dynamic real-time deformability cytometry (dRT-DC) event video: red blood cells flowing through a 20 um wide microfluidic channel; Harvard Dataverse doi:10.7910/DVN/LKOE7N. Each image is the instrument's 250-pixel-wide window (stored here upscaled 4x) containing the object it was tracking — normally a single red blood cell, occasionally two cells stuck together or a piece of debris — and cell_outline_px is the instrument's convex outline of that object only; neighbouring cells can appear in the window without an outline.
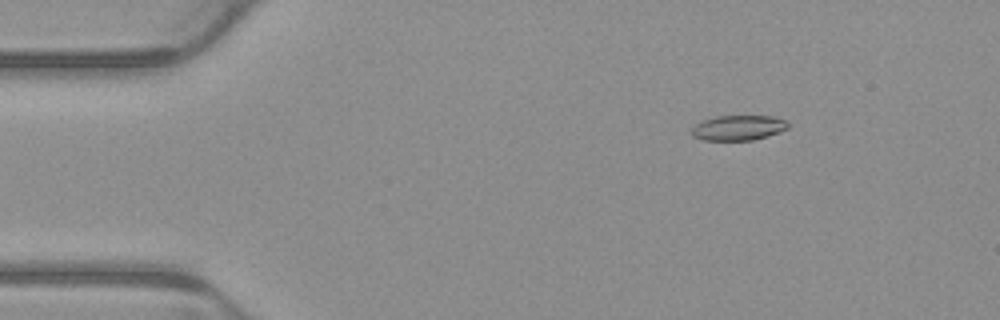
{"species": "common noctule bat (a hibernating species)", "species_latin": "Nyctalus noctula", "temperature_condition": "warm", "stored_images_in_passage": 4, "camera_frame_rate_fps": 3000, "um_per_image_px": 0.085, "animal": {"sex": "male", "body_mass_g": 23.1, "forearm_length_mm": 52.7}, "frame": {"image": 1, "passage_image": 2, "time_ms": 0.333, "image_size_px": [1000, 320], "cell_outline_px": [[788, 128], [780, 132], [768, 136], [752, 140], [704, 140], [692, 136], [692, 128], [700, 120], [716, 116], [772, 116], [784, 120], [788, 124]], "centroid_in_image_um": [62.73, 10.86], "position_along_channel_um": 22.3, "area_um2": 14.1}}
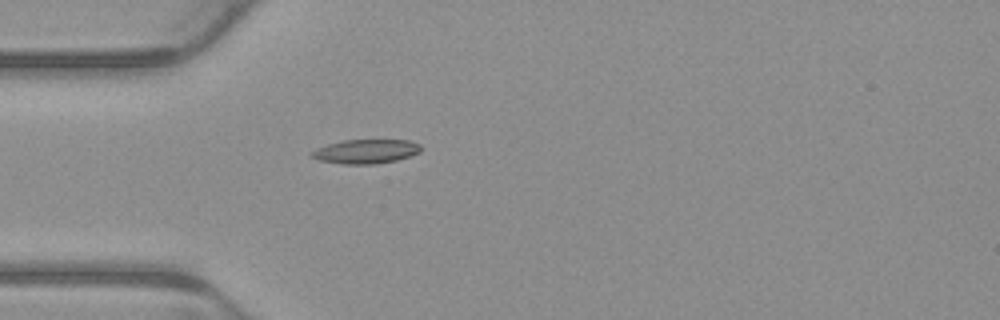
{"frame": {"image": 2, "passage_image": 4, "time_ms": 1.0, "image_size_px": [1000, 320], "cell_outline_px": [[424, 148], [420, 152], [396, 160], [376, 164], [344, 164], [320, 160], [308, 156], [308, 152], [316, 148], [328, 144], [344, 140], [408, 140], [420, 144]], "centroid_in_image_um": [31.08, 12.87], "position_along_channel_um": 53.9, "area_um2": 15.49}}